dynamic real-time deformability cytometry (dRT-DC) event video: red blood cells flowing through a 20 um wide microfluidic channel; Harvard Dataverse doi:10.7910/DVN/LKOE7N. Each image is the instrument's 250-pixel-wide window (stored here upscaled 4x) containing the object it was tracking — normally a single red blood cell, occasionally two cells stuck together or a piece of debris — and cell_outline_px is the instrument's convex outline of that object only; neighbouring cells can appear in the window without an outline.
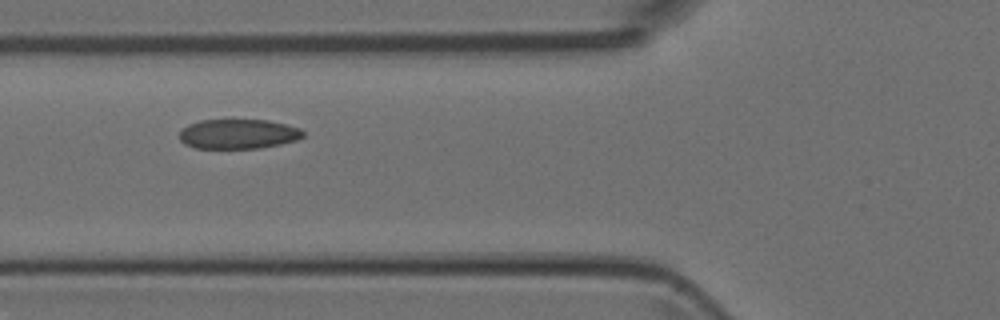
{"species": "Egyptian fruit bat (a non-hibernating species)", "species_latin": "Rousettus aegyptiacus", "temperature_condition": "room temperature", "stored_images_in_passage": 9, "camera_frame_rate_fps": 3000, "um_per_image_px": 0.085, "animal": {"sex": "female"}, "frame": {"image": 1, "passage_image": 6, "time_ms": 6.333, "image_size_px": [1000, 320], "cell_outline_px": [[304, 136], [296, 140], [280, 144], [260, 148], [196, 148], [184, 144], [180, 140], [180, 132], [188, 124], [200, 120], [268, 120], [300, 128], [304, 132]], "centroid_in_image_um": [20.25, 11.39], "position_along_channel_um": 105.6, "area_um2": 21.33}}
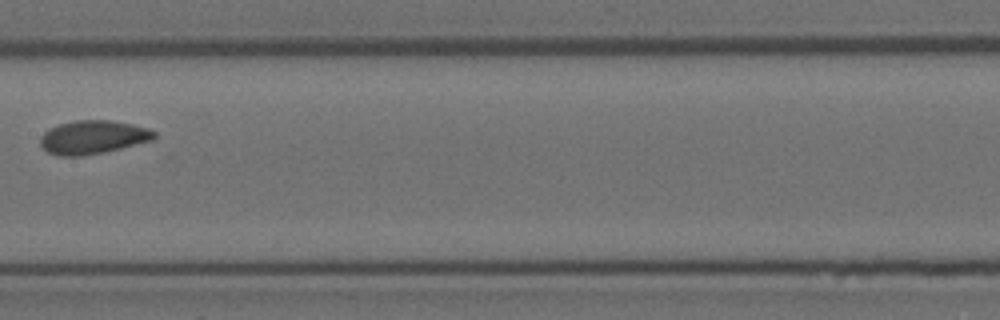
{"frame": {"image": 2, "passage_image": 8, "time_ms": 8.667, "image_size_px": [1000, 320], "cell_outline_px": [[156, 136], [152, 140], [104, 152], [80, 156], [60, 156], [48, 152], [40, 144], [40, 136], [48, 128], [60, 124], [76, 120], [112, 120], [132, 124], [148, 128], [156, 132]], "centroid_in_image_um": [7.88, 11.65], "position_along_channel_um": 199.5, "area_um2": 22.2}}
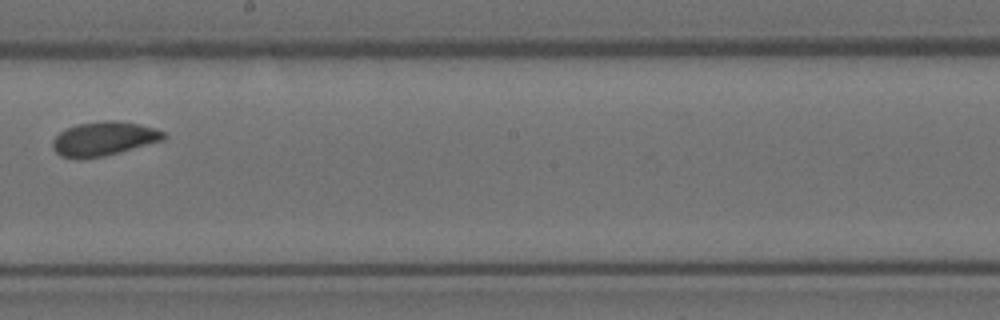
{"frame": {"image": 3, "passage_image": 9, "time_ms": 9.667, "image_size_px": [1000, 320], "cell_outline_px": [[168, 136], [164, 140], [120, 152], [104, 156], [80, 160], [60, 156], [52, 148], [52, 140], [60, 132], [76, 124], [104, 120], [116, 120], [140, 124], [156, 128], [164, 132]], "centroid_in_image_um": [8.83, 11.8], "position_along_channel_um": 239.4, "area_um2": 22.37}}